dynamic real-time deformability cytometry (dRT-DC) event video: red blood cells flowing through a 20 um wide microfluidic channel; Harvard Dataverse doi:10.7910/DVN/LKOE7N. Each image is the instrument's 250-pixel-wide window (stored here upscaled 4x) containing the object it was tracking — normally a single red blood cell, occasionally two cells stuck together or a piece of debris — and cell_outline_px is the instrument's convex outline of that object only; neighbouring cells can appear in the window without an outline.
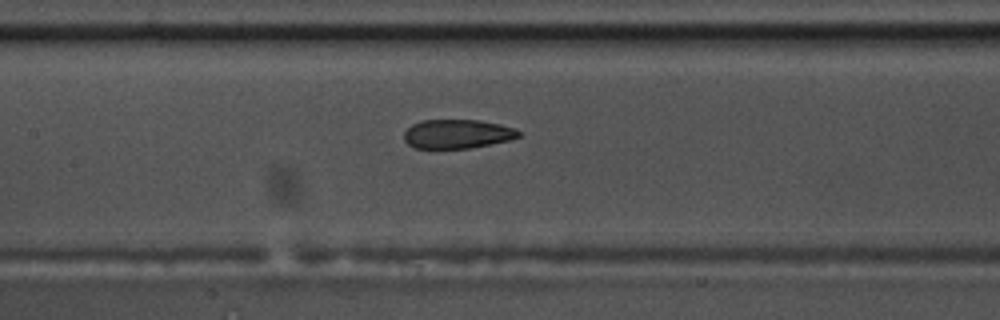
{"species": "common noctule bat (a hibernating species)", "species_latin": "Nyctalus noctula", "temperature_condition": "warm", "stored_images_in_passage": 58, "camera_frame_rate_fps": 3000, "um_per_image_px": 0.085, "animal": {"sex": "male", "body_mass_g": 17.5, "forearm_length_mm": 52.3}, "frame": {"image": 1, "passage_image": 28, "time_ms": 9.0, "image_size_px": [1000, 320], "cell_outline_px": [[520, 136], [508, 140], [468, 148], [416, 148], [408, 144], [404, 140], [404, 132], [412, 124], [420, 120], [480, 120], [500, 124], [516, 128], [520, 132]], "centroid_in_image_um": [38.85, 11.37], "position_along_channel_um": 168.5, "area_um2": 19.31}}
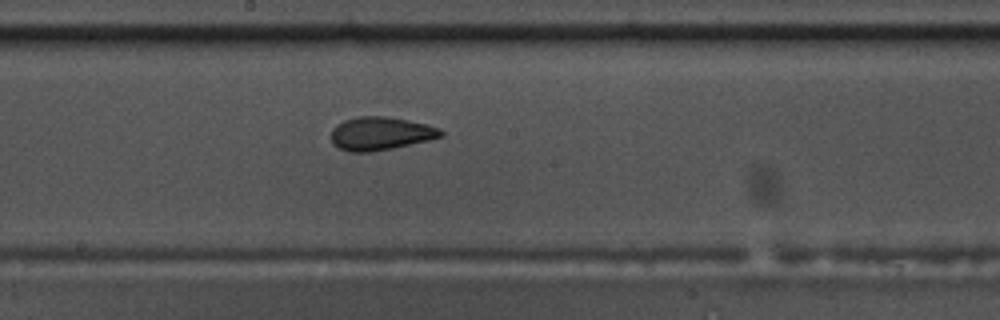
{"frame": {"image": 2, "passage_image": 32, "time_ms": 10.333, "image_size_px": [1000, 320], "cell_outline_px": [[444, 136], [428, 140], [392, 148], [372, 152], [348, 152], [332, 144], [332, 128], [336, 124], [344, 120], [360, 116], [388, 116], [428, 124], [440, 128], [444, 132]], "centroid_in_image_um": [32.35, 11.34], "position_along_channel_um": 215.8, "area_um2": 21.39}}
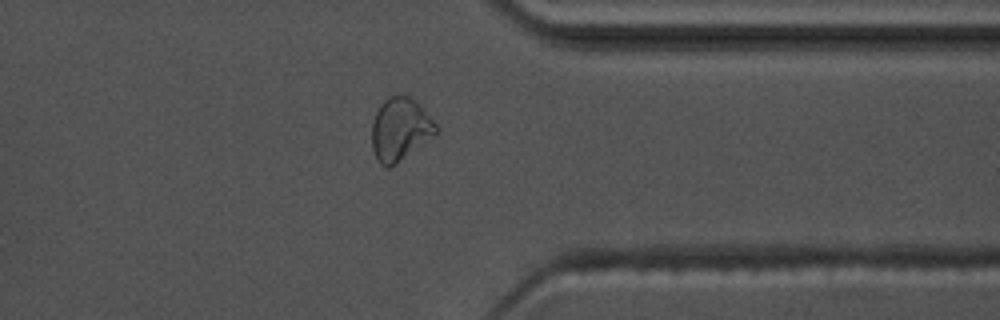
{"frame": {"image": 3, "passage_image": 46, "time_ms": 15.0, "image_size_px": [1000, 320], "cell_outline_px": [[440, 132], [396, 164], [388, 168], [380, 164], [372, 148], [372, 124], [376, 112], [384, 100], [388, 96], [408, 96], [420, 104], [440, 128]], "centroid_in_image_um": [34.04, 11.0], "position_along_channel_um": 377.4, "area_um2": 23.58}, "authors_computed_cell_mechanics": {"area_um2": 21.4438, "velocity_mm_per_s": 3.5685, "shape_relaxation_time_tau1_ms": 6.9559, "shape_relaxation_time_tau2_ms": 1.7156, "deformation_change_tau1": 0.1786, "deformation_change_tau2": 0.0755}}